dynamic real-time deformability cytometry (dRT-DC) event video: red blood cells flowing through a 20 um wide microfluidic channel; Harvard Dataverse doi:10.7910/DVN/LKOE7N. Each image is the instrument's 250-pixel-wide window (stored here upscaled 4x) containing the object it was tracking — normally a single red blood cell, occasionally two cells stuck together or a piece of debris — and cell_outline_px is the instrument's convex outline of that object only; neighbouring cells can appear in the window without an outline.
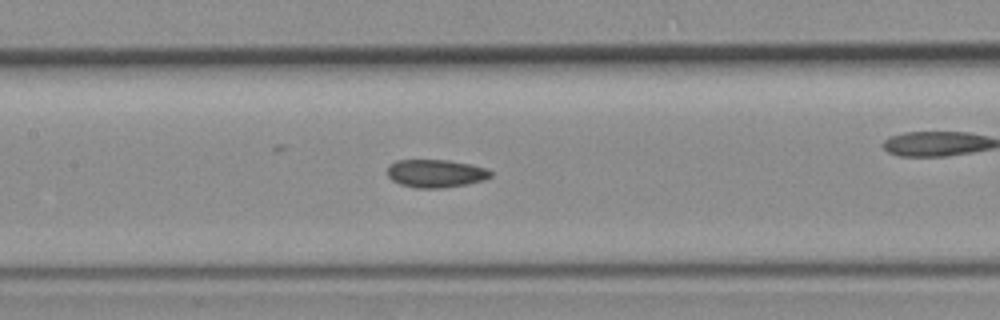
{"species": "common noctule bat (a hibernating species)", "species_latin": "Nyctalus noctula", "temperature_condition": "room temperature", "stored_images_in_passage": 45, "camera_frame_rate_fps": 3000, "um_per_image_px": 0.085, "animal": {"sex": "female", "body_mass_g": 19.3, "forearm_length_mm": 54.1}, "frame": {"image": 1, "passage_image": 20, "time_ms": 6.333, "image_size_px": [1000, 320], "cell_outline_px": [[492, 176], [484, 180], [468, 184], [440, 188], [416, 188], [400, 184], [392, 180], [388, 176], [388, 164], [396, 160], [448, 160], [488, 168], [492, 172]], "centroid_in_image_um": [37.04, 14.74], "position_along_channel_um": 170.4, "area_um2": 16.94}}